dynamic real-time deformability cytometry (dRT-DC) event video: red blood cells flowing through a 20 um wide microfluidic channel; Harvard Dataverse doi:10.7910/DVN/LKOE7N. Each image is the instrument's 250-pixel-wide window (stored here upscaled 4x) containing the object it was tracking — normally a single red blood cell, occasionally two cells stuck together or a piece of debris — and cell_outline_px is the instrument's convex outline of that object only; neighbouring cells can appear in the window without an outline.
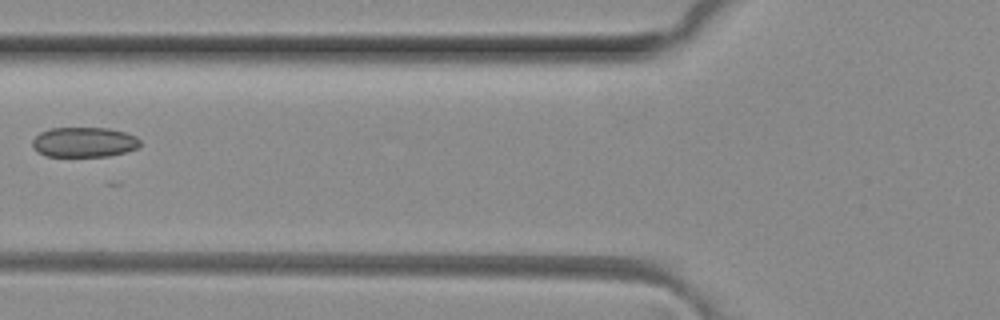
{"species": "common noctule bat (a hibernating species)", "species_latin": "Nyctalus noctula", "temperature_condition": "room temperature", "stored_images_in_passage": 6, "camera_frame_rate_fps": 3000, "um_per_image_px": 0.085, "animal": {"sex": "female", "body_mass_g": 29.2, "forearm_length_mm": 56.3}, "frame": {"image": 1, "passage_image": 6, "time_ms": 1.667, "image_size_px": [1000, 320], "cell_outline_px": [[140, 144], [136, 148], [124, 152], [108, 156], [44, 156], [32, 144], [32, 140], [40, 132], [52, 128], [108, 128], [124, 132], [136, 136], [140, 140]], "centroid_in_image_um": [7.15, 12.08], "position_along_channel_um": 118.6, "area_um2": 18.61}}